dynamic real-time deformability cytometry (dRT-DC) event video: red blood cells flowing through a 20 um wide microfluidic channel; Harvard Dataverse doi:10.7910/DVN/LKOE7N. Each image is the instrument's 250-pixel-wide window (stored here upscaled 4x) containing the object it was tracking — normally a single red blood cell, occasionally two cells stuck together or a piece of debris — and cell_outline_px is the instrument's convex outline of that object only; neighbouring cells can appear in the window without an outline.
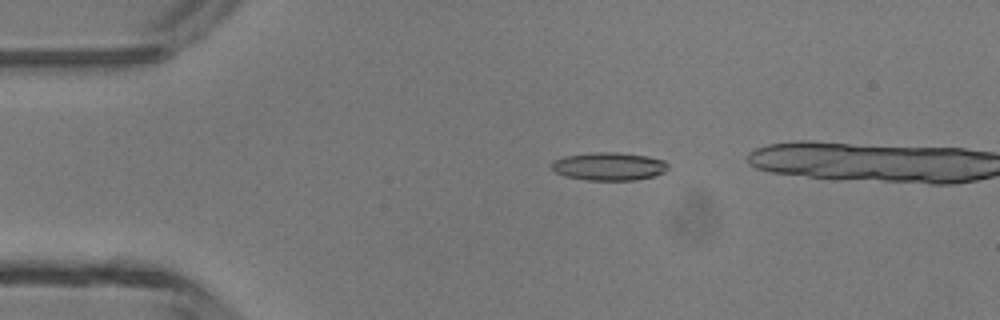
{"species": "common noctule bat (a hibernating species)", "species_latin": "Nyctalus noctula", "temperature_condition": "room temperature", "stored_images_in_passage": 5, "camera_frame_rate_fps": 3000, "um_per_image_px": 0.085, "animal": {"sex": "male", "body_mass_g": 13.3}, "frame": {"image": 1, "passage_image": 3, "time_ms": 2.0, "image_size_px": [1000, 320], "cell_outline_px": [[668, 168], [664, 172], [652, 176], [636, 180], [584, 180], [564, 176], [548, 168], [548, 164], [552, 160], [564, 156], [592, 152], [616, 152], [648, 156], [664, 160], [668, 164]], "centroid_in_image_um": [51.68, 14.13], "position_along_channel_um": 33.3, "area_um2": 19.36}}